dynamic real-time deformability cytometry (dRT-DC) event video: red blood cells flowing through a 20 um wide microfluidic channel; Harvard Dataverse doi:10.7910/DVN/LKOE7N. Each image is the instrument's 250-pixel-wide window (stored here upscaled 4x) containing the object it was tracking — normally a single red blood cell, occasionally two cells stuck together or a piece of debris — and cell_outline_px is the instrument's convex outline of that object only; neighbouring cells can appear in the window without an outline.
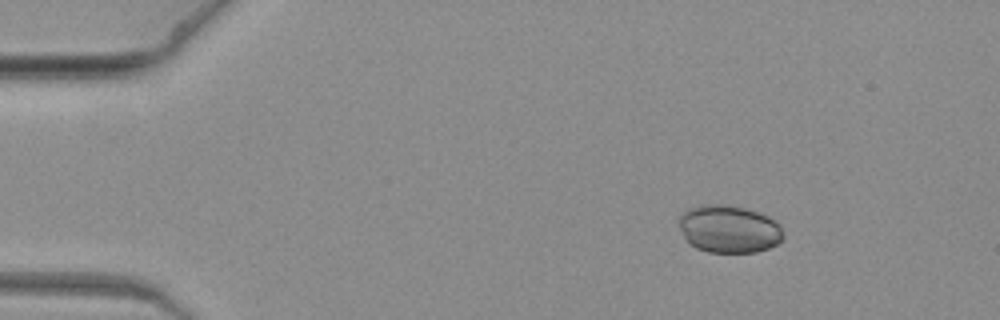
{"species": "common noctule bat (a hibernating species)", "species_latin": "Nyctalus noctula", "temperature_condition": "warm", "stored_images_in_passage": 8, "segment_of_instrument_passage": [2, 2], "camera_frame_rate_fps": 3000, "um_per_image_px": 0.085, "animal": {"sex": "female", "body_mass_g": 19.3, "forearm_length_mm": 54.1}, "frame": {"image": 1, "passage_image": 8, "time_ms": 2.333, "image_size_px": [1000, 320], "cell_outline_px": [[784, 236], [776, 244], [768, 248], [756, 252], [708, 252], [696, 248], [688, 244], [680, 228], [680, 216], [688, 208], [700, 204], [724, 204], [744, 208], [768, 216], [776, 220], [780, 224]], "centroid_in_image_um": [61.95, 19.46], "position_along_channel_um": 23.0, "area_um2": 29.02}}